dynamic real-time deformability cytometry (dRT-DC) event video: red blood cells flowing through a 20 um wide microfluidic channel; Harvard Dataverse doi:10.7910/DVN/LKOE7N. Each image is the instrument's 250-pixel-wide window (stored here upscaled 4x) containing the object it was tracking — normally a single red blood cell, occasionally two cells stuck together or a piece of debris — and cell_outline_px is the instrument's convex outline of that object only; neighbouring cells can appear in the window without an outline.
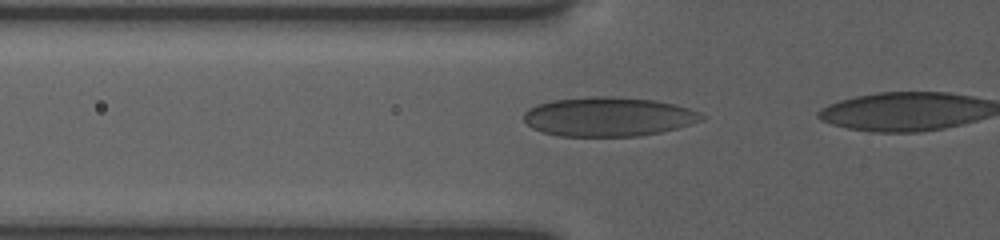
{"species": "human", "species_latin": "Homo sapiens", "temperature_condition": "room temperature", "stored_images_in_passage": 27, "camera_frame_rate_fps": 3000, "um_per_image_px": 0.085, "donor": {"sex": "female"}, "frame": {"image": 1, "passage_image": 22, "time_ms": 4.667, "image_size_px": [1000, 240], "cell_outline_px": [[704, 120], [676, 128], [660, 132], [640, 136], [560, 136], [540, 132], [532, 128], [524, 120], [524, 112], [528, 108], [536, 104], [552, 100], [592, 96], [612, 96], [656, 100], [688, 108], [700, 112], [704, 116]], "centroid_in_image_um": [51.68, 9.92], "position_along_channel_um": 74.1, "area_um2": 40.81}}